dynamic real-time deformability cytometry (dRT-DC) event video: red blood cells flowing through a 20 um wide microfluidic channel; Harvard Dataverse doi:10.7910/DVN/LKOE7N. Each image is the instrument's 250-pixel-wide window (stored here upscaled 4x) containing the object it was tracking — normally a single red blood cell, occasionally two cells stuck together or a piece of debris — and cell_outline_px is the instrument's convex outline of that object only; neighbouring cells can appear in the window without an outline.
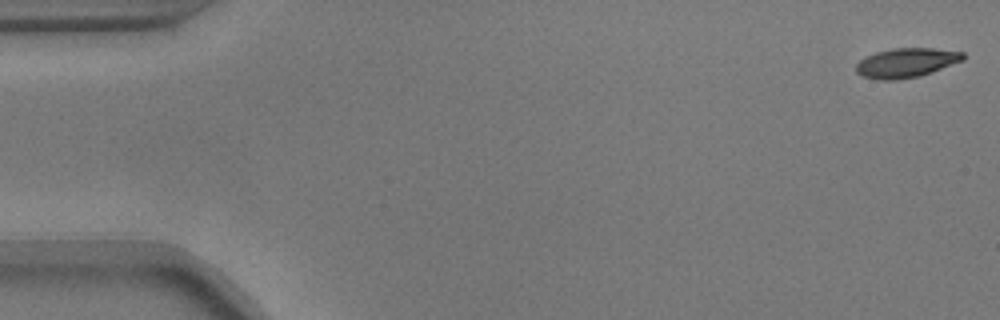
{"species": "common noctule bat (a hibernating species)", "species_latin": "Nyctalus noctula", "temperature_condition": "warm", "stored_images_in_passage": 6, "camera_frame_rate_fps": 3000, "um_per_image_px": 0.085, "animal": {"sex": "male", "body_mass_g": 17.9}, "frame": {"image": 1, "passage_image": 1, "time_ms": 0.0, "image_size_px": [1000, 320], "cell_outline_px": [[964, 60], [932, 72], [920, 76], [896, 80], [876, 80], [860, 76], [856, 72], [856, 64], [864, 56], [876, 52], [892, 48], [932, 48], [964, 52]], "centroid_in_image_um": [76.99, 5.34], "position_along_channel_um": 8.0, "area_um2": 18.55}}